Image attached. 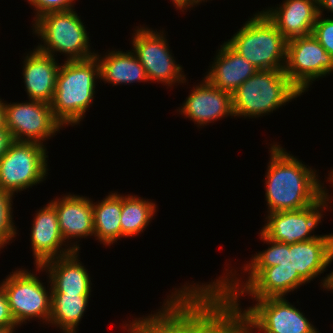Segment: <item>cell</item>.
Returning <instances> with one entry per match:
<instances>
[{
    "instance_id": "cell-24",
    "label": "cell",
    "mask_w": 333,
    "mask_h": 333,
    "mask_svg": "<svg viewBox=\"0 0 333 333\" xmlns=\"http://www.w3.org/2000/svg\"><path fill=\"white\" fill-rule=\"evenodd\" d=\"M91 294L52 293L51 315L48 324L61 333H77L88 307Z\"/></svg>"
},
{
    "instance_id": "cell-29",
    "label": "cell",
    "mask_w": 333,
    "mask_h": 333,
    "mask_svg": "<svg viewBox=\"0 0 333 333\" xmlns=\"http://www.w3.org/2000/svg\"><path fill=\"white\" fill-rule=\"evenodd\" d=\"M0 327H20L16 324L9 308L6 294L0 284Z\"/></svg>"
},
{
    "instance_id": "cell-32",
    "label": "cell",
    "mask_w": 333,
    "mask_h": 333,
    "mask_svg": "<svg viewBox=\"0 0 333 333\" xmlns=\"http://www.w3.org/2000/svg\"><path fill=\"white\" fill-rule=\"evenodd\" d=\"M319 14L324 15V10L327 13L331 12V17L333 16V0H318Z\"/></svg>"
},
{
    "instance_id": "cell-1",
    "label": "cell",
    "mask_w": 333,
    "mask_h": 333,
    "mask_svg": "<svg viewBox=\"0 0 333 333\" xmlns=\"http://www.w3.org/2000/svg\"><path fill=\"white\" fill-rule=\"evenodd\" d=\"M259 238L268 248L241 266L246 280L235 268H224L226 273L214 281L186 282L175 288L160 309L165 314H185L204 329L232 300L247 295L252 300L286 297L326 272L333 261V233L290 245L271 240L262 231Z\"/></svg>"
},
{
    "instance_id": "cell-18",
    "label": "cell",
    "mask_w": 333,
    "mask_h": 333,
    "mask_svg": "<svg viewBox=\"0 0 333 333\" xmlns=\"http://www.w3.org/2000/svg\"><path fill=\"white\" fill-rule=\"evenodd\" d=\"M262 11L288 41L312 34L319 6L318 0H284Z\"/></svg>"
},
{
    "instance_id": "cell-9",
    "label": "cell",
    "mask_w": 333,
    "mask_h": 333,
    "mask_svg": "<svg viewBox=\"0 0 333 333\" xmlns=\"http://www.w3.org/2000/svg\"><path fill=\"white\" fill-rule=\"evenodd\" d=\"M35 273L25 268H17L0 283L6 294L10 312L19 326L37 318L41 319L42 324L48 325L52 288L51 285L46 288Z\"/></svg>"
},
{
    "instance_id": "cell-17",
    "label": "cell",
    "mask_w": 333,
    "mask_h": 333,
    "mask_svg": "<svg viewBox=\"0 0 333 333\" xmlns=\"http://www.w3.org/2000/svg\"><path fill=\"white\" fill-rule=\"evenodd\" d=\"M79 251L48 260L41 266H35L36 272H45L49 277L52 293L91 294L90 273L79 260Z\"/></svg>"
},
{
    "instance_id": "cell-37",
    "label": "cell",
    "mask_w": 333,
    "mask_h": 333,
    "mask_svg": "<svg viewBox=\"0 0 333 333\" xmlns=\"http://www.w3.org/2000/svg\"><path fill=\"white\" fill-rule=\"evenodd\" d=\"M326 291L328 290V291H330V292H332L333 293V289H325Z\"/></svg>"
},
{
    "instance_id": "cell-21",
    "label": "cell",
    "mask_w": 333,
    "mask_h": 333,
    "mask_svg": "<svg viewBox=\"0 0 333 333\" xmlns=\"http://www.w3.org/2000/svg\"><path fill=\"white\" fill-rule=\"evenodd\" d=\"M105 55L96 52L99 61L100 82L105 84L129 85L137 82H149L145 68L141 65L138 57L131 49L128 51L107 50Z\"/></svg>"
},
{
    "instance_id": "cell-30",
    "label": "cell",
    "mask_w": 333,
    "mask_h": 333,
    "mask_svg": "<svg viewBox=\"0 0 333 333\" xmlns=\"http://www.w3.org/2000/svg\"><path fill=\"white\" fill-rule=\"evenodd\" d=\"M172 1V4L174 5V7H176V10L179 11H183L193 8V7H197L199 5H201L200 3H205L207 2L206 0H170Z\"/></svg>"
},
{
    "instance_id": "cell-31",
    "label": "cell",
    "mask_w": 333,
    "mask_h": 333,
    "mask_svg": "<svg viewBox=\"0 0 333 333\" xmlns=\"http://www.w3.org/2000/svg\"><path fill=\"white\" fill-rule=\"evenodd\" d=\"M13 141L11 134L6 128L0 129V158L7 152L9 145Z\"/></svg>"
},
{
    "instance_id": "cell-10",
    "label": "cell",
    "mask_w": 333,
    "mask_h": 333,
    "mask_svg": "<svg viewBox=\"0 0 333 333\" xmlns=\"http://www.w3.org/2000/svg\"><path fill=\"white\" fill-rule=\"evenodd\" d=\"M134 29L131 38L132 50L145 68L150 83H161L166 85L167 89L177 83L186 84L187 77L182 65L177 64L172 50L170 51L165 30L159 32L144 25Z\"/></svg>"
},
{
    "instance_id": "cell-22",
    "label": "cell",
    "mask_w": 333,
    "mask_h": 333,
    "mask_svg": "<svg viewBox=\"0 0 333 333\" xmlns=\"http://www.w3.org/2000/svg\"><path fill=\"white\" fill-rule=\"evenodd\" d=\"M94 236L104 246L121 239L122 194L111 191L101 201H92Z\"/></svg>"
},
{
    "instance_id": "cell-35",
    "label": "cell",
    "mask_w": 333,
    "mask_h": 333,
    "mask_svg": "<svg viewBox=\"0 0 333 333\" xmlns=\"http://www.w3.org/2000/svg\"><path fill=\"white\" fill-rule=\"evenodd\" d=\"M18 327H0V333H15Z\"/></svg>"
},
{
    "instance_id": "cell-16",
    "label": "cell",
    "mask_w": 333,
    "mask_h": 333,
    "mask_svg": "<svg viewBox=\"0 0 333 333\" xmlns=\"http://www.w3.org/2000/svg\"><path fill=\"white\" fill-rule=\"evenodd\" d=\"M39 209L33 218L30 232L34 266H41L48 260L73 252L63 240L55 206L49 202Z\"/></svg>"
},
{
    "instance_id": "cell-28",
    "label": "cell",
    "mask_w": 333,
    "mask_h": 333,
    "mask_svg": "<svg viewBox=\"0 0 333 333\" xmlns=\"http://www.w3.org/2000/svg\"><path fill=\"white\" fill-rule=\"evenodd\" d=\"M27 2L35 11L32 23L46 13L67 11L75 7V0H27Z\"/></svg>"
},
{
    "instance_id": "cell-6",
    "label": "cell",
    "mask_w": 333,
    "mask_h": 333,
    "mask_svg": "<svg viewBox=\"0 0 333 333\" xmlns=\"http://www.w3.org/2000/svg\"><path fill=\"white\" fill-rule=\"evenodd\" d=\"M77 10L46 13L32 24V34L42 41L36 47L42 53L57 57L65 55V61L86 60L94 57L90 36Z\"/></svg>"
},
{
    "instance_id": "cell-33",
    "label": "cell",
    "mask_w": 333,
    "mask_h": 333,
    "mask_svg": "<svg viewBox=\"0 0 333 333\" xmlns=\"http://www.w3.org/2000/svg\"><path fill=\"white\" fill-rule=\"evenodd\" d=\"M320 287L325 289H333V271L327 274L324 278L320 280Z\"/></svg>"
},
{
    "instance_id": "cell-34",
    "label": "cell",
    "mask_w": 333,
    "mask_h": 333,
    "mask_svg": "<svg viewBox=\"0 0 333 333\" xmlns=\"http://www.w3.org/2000/svg\"><path fill=\"white\" fill-rule=\"evenodd\" d=\"M6 108L4 99L0 98V129L6 128Z\"/></svg>"
},
{
    "instance_id": "cell-27",
    "label": "cell",
    "mask_w": 333,
    "mask_h": 333,
    "mask_svg": "<svg viewBox=\"0 0 333 333\" xmlns=\"http://www.w3.org/2000/svg\"><path fill=\"white\" fill-rule=\"evenodd\" d=\"M323 16V17H322ZM318 15L312 35L320 45L333 57V17Z\"/></svg>"
},
{
    "instance_id": "cell-7",
    "label": "cell",
    "mask_w": 333,
    "mask_h": 333,
    "mask_svg": "<svg viewBox=\"0 0 333 333\" xmlns=\"http://www.w3.org/2000/svg\"><path fill=\"white\" fill-rule=\"evenodd\" d=\"M226 42L258 70H284L287 40L263 11L255 12Z\"/></svg>"
},
{
    "instance_id": "cell-5",
    "label": "cell",
    "mask_w": 333,
    "mask_h": 333,
    "mask_svg": "<svg viewBox=\"0 0 333 333\" xmlns=\"http://www.w3.org/2000/svg\"><path fill=\"white\" fill-rule=\"evenodd\" d=\"M301 95L284 70H258L231 94L233 114L260 118Z\"/></svg>"
},
{
    "instance_id": "cell-2",
    "label": "cell",
    "mask_w": 333,
    "mask_h": 333,
    "mask_svg": "<svg viewBox=\"0 0 333 333\" xmlns=\"http://www.w3.org/2000/svg\"><path fill=\"white\" fill-rule=\"evenodd\" d=\"M278 144L271 143L268 148L270 160L264 179L267 214L307 208L329 191L314 167Z\"/></svg>"
},
{
    "instance_id": "cell-4",
    "label": "cell",
    "mask_w": 333,
    "mask_h": 333,
    "mask_svg": "<svg viewBox=\"0 0 333 333\" xmlns=\"http://www.w3.org/2000/svg\"><path fill=\"white\" fill-rule=\"evenodd\" d=\"M99 79V61L96 56L60 64L50 106L55 119L63 127L80 126V121L86 117V111L94 103Z\"/></svg>"
},
{
    "instance_id": "cell-11",
    "label": "cell",
    "mask_w": 333,
    "mask_h": 333,
    "mask_svg": "<svg viewBox=\"0 0 333 333\" xmlns=\"http://www.w3.org/2000/svg\"><path fill=\"white\" fill-rule=\"evenodd\" d=\"M284 72L304 94L316 81L333 74V57L310 34L287 41Z\"/></svg>"
},
{
    "instance_id": "cell-8",
    "label": "cell",
    "mask_w": 333,
    "mask_h": 333,
    "mask_svg": "<svg viewBox=\"0 0 333 333\" xmlns=\"http://www.w3.org/2000/svg\"><path fill=\"white\" fill-rule=\"evenodd\" d=\"M46 147L13 140L0 158V189L14 196L44 182L49 174Z\"/></svg>"
},
{
    "instance_id": "cell-25",
    "label": "cell",
    "mask_w": 333,
    "mask_h": 333,
    "mask_svg": "<svg viewBox=\"0 0 333 333\" xmlns=\"http://www.w3.org/2000/svg\"><path fill=\"white\" fill-rule=\"evenodd\" d=\"M156 202L137 195H122L121 238L139 236L149 226L158 210ZM154 216V217H153Z\"/></svg>"
},
{
    "instance_id": "cell-19",
    "label": "cell",
    "mask_w": 333,
    "mask_h": 333,
    "mask_svg": "<svg viewBox=\"0 0 333 333\" xmlns=\"http://www.w3.org/2000/svg\"><path fill=\"white\" fill-rule=\"evenodd\" d=\"M23 58L21 74L28 99L50 104L54 97L56 77L60 67L58 59L36 48L26 53Z\"/></svg>"
},
{
    "instance_id": "cell-36",
    "label": "cell",
    "mask_w": 333,
    "mask_h": 333,
    "mask_svg": "<svg viewBox=\"0 0 333 333\" xmlns=\"http://www.w3.org/2000/svg\"><path fill=\"white\" fill-rule=\"evenodd\" d=\"M327 178V182H331L330 184H332L331 185V187H333V169H331V172L330 173H328V177H326Z\"/></svg>"
},
{
    "instance_id": "cell-3",
    "label": "cell",
    "mask_w": 333,
    "mask_h": 333,
    "mask_svg": "<svg viewBox=\"0 0 333 333\" xmlns=\"http://www.w3.org/2000/svg\"><path fill=\"white\" fill-rule=\"evenodd\" d=\"M246 309L232 300L205 328L207 333H315L311 321L286 297L254 299Z\"/></svg>"
},
{
    "instance_id": "cell-20",
    "label": "cell",
    "mask_w": 333,
    "mask_h": 333,
    "mask_svg": "<svg viewBox=\"0 0 333 333\" xmlns=\"http://www.w3.org/2000/svg\"><path fill=\"white\" fill-rule=\"evenodd\" d=\"M205 73L215 87L231 94L258 69L224 41Z\"/></svg>"
},
{
    "instance_id": "cell-14",
    "label": "cell",
    "mask_w": 333,
    "mask_h": 333,
    "mask_svg": "<svg viewBox=\"0 0 333 333\" xmlns=\"http://www.w3.org/2000/svg\"><path fill=\"white\" fill-rule=\"evenodd\" d=\"M177 112L188 118L194 125L203 128L221 118L234 117L231 93L215 87L206 77L196 84L188 97L177 109Z\"/></svg>"
},
{
    "instance_id": "cell-12",
    "label": "cell",
    "mask_w": 333,
    "mask_h": 333,
    "mask_svg": "<svg viewBox=\"0 0 333 333\" xmlns=\"http://www.w3.org/2000/svg\"><path fill=\"white\" fill-rule=\"evenodd\" d=\"M332 198L327 191L307 208L268 213L261 231L269 239L289 245L317 238L319 235H314V231L323 221V212L332 207Z\"/></svg>"
},
{
    "instance_id": "cell-15",
    "label": "cell",
    "mask_w": 333,
    "mask_h": 333,
    "mask_svg": "<svg viewBox=\"0 0 333 333\" xmlns=\"http://www.w3.org/2000/svg\"><path fill=\"white\" fill-rule=\"evenodd\" d=\"M61 197L50 201L56 208L59 229L65 243L73 251H80L78 242L81 238L94 236L92 200L87 196L74 193H66Z\"/></svg>"
},
{
    "instance_id": "cell-26",
    "label": "cell",
    "mask_w": 333,
    "mask_h": 333,
    "mask_svg": "<svg viewBox=\"0 0 333 333\" xmlns=\"http://www.w3.org/2000/svg\"><path fill=\"white\" fill-rule=\"evenodd\" d=\"M15 196L0 189V251L14 241L18 230L13 218V198ZM13 240V241H12Z\"/></svg>"
},
{
    "instance_id": "cell-13",
    "label": "cell",
    "mask_w": 333,
    "mask_h": 333,
    "mask_svg": "<svg viewBox=\"0 0 333 333\" xmlns=\"http://www.w3.org/2000/svg\"><path fill=\"white\" fill-rule=\"evenodd\" d=\"M5 108L6 129L13 140L35 142L46 146L45 141L53 138L58 132L60 133L61 128H64L55 119L47 102L26 100L6 103L5 101Z\"/></svg>"
},
{
    "instance_id": "cell-23",
    "label": "cell",
    "mask_w": 333,
    "mask_h": 333,
    "mask_svg": "<svg viewBox=\"0 0 333 333\" xmlns=\"http://www.w3.org/2000/svg\"><path fill=\"white\" fill-rule=\"evenodd\" d=\"M157 310L148 316L135 317L128 323L126 321L122 324L123 329L127 333H207L185 314H165L160 308Z\"/></svg>"
}]
</instances>
